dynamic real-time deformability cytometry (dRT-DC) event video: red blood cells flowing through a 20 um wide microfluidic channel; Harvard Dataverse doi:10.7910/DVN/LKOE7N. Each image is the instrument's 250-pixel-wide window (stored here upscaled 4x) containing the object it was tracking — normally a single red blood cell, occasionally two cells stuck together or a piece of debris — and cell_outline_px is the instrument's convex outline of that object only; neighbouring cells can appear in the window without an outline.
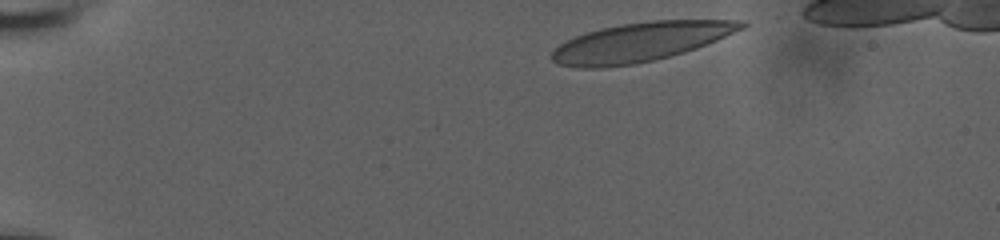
{"species": "human", "species_latin": "Homo sapiens", "temperature_condition": "room temperature", "stored_images_in_passage": 17, "camera_frame_rate_fps": 3000, "um_per_image_px": 0.085, "donor": {"sex": "male"}, "frame": {"image": 1, "passage_image": 3, "time_ms": 0.667, "image_size_px": [1000, 240], "cell_outline_px": [[748, 24], [744, 28], [716, 40], [696, 48], [684, 52], [636, 64], [604, 68], [576, 68], [556, 64], [552, 60], [552, 52], [560, 44], [576, 36], [600, 28], [624, 24], [652, 20], [744, 20]], "centroid_in_image_um": [54.43, 3.58], "position_along_channel_um": 30.6, "area_um2": 42.95}}
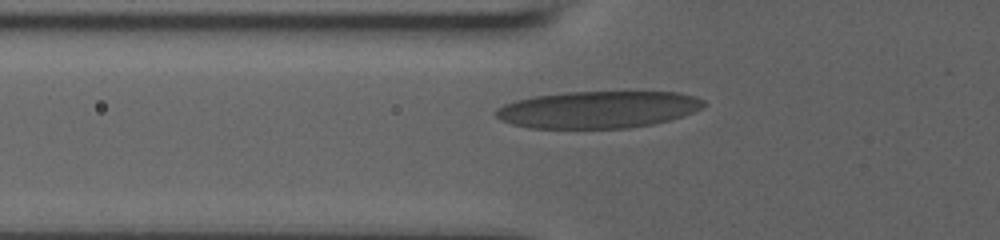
{"frame": {"image": 2, "passage_image": 12, "time_ms": 4.333, "image_size_px": [1000, 240], "cell_outline_px": [[704, 108], [684, 116], [652, 124], [628, 128], [528, 128], [512, 124], [500, 120], [492, 112], [496, 108], [504, 104], [516, 100], [536, 96], [568, 92], [680, 92], [696, 96], [704, 100]], "centroid_in_image_um": [50.84, 9.31], "position_along_channel_um": 75.0, "area_um2": 45.08}}
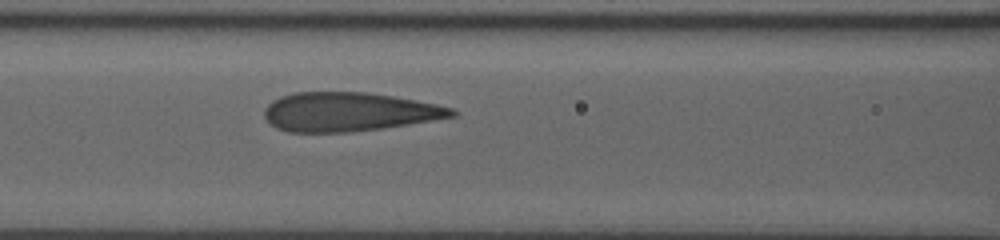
{"frame": {"image": 3, "passage_image": 16, "time_ms": 6.0, "image_size_px": [1000, 240], "cell_outline_px": [[456, 116], [408, 124], [352, 132], [288, 132], [276, 128], [264, 116], [264, 108], [272, 100], [280, 96], [292, 92], [368, 92], [416, 100], [436, 104], [452, 108], [456, 112]], "centroid_in_image_um": [29.61, 9.5], "position_along_channel_um": 137.0, "area_um2": 42.48}}